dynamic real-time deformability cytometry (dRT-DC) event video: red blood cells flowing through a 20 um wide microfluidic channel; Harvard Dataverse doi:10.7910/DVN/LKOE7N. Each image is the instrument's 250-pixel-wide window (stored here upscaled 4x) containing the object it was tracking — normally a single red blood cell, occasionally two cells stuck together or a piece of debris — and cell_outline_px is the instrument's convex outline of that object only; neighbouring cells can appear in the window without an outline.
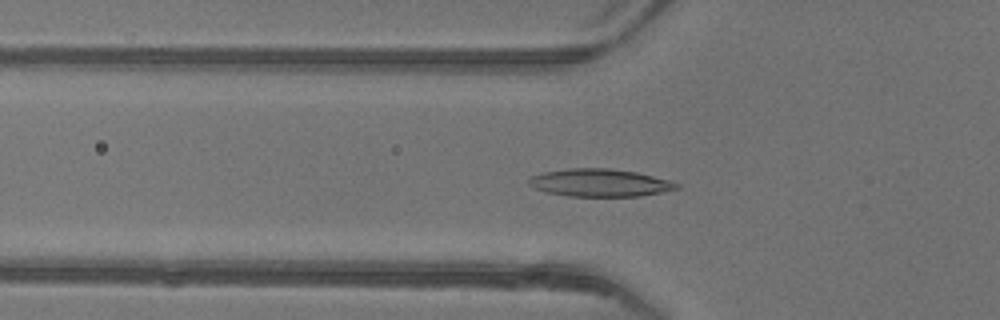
{"species": "common noctule bat (a hibernating species)", "species_latin": "Nyctalus noctula", "temperature_condition": "warm", "stored_images_in_passage": 39, "camera_frame_rate_fps": 3000, "um_per_image_px": 0.085, "animal": {"sex": "female"}, "frame": {"image": 1, "passage_image": 7, "time_ms": 2.0, "image_size_px": [1000, 320], "cell_outline_px": [[680, 188], [640, 196], [568, 196], [544, 192], [532, 188], [528, 184], [528, 180], [532, 176], [544, 172], [568, 168], [608, 168], [636, 172], [668, 180], [680, 184]], "centroid_in_image_um": [50.94, 15.54], "position_along_channel_um": 74.9, "area_um2": 23.81}}
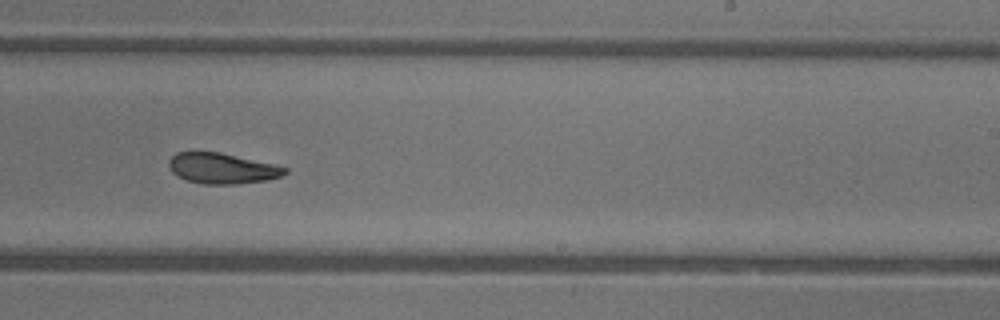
{"frame": {"image": 2, "passage_image": 21, "time_ms": 6.667, "image_size_px": [1000, 320], "cell_outline_px": [[288, 172], [280, 176], [268, 180], [236, 184], [204, 184], [188, 180], [172, 172], [168, 168], [168, 160], [176, 152], [220, 152], [272, 164], [288, 168]], "centroid_in_image_um": [18.86, 14.31], "position_along_channel_um": 270.1, "area_um2": 20.52}}
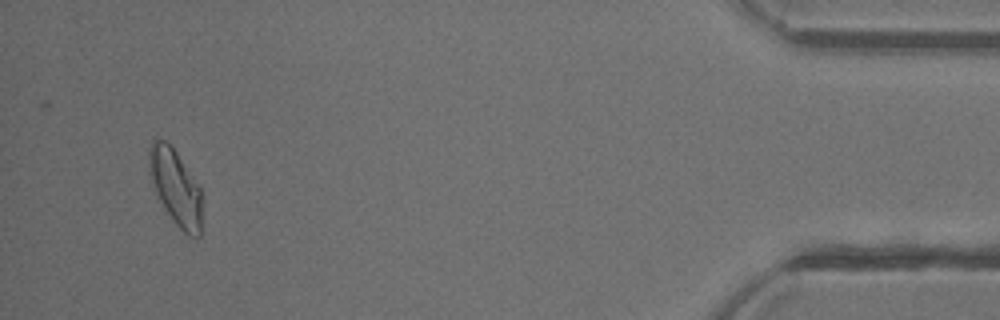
{"frame": {"image": 3, "passage_image": 37, "time_ms": 12.0, "image_size_px": [1000, 320], "cell_outline_px": [[200, 236], [188, 236], [172, 220], [164, 208], [156, 192], [148, 172], [148, 148], [152, 140], [164, 140], [176, 152], [200, 188]], "centroid_in_image_um": [14.87, 15.9], "position_along_channel_um": 420.3, "area_um2": 22.83}, "authors_computed_cell_mechanics": {"area_um2": 21.8484, "velocity_mm_per_s": 4.1824, "shape_relaxation_time_tau1_ms": 4.515, "shape_relaxation_time_tau2_ms": 2.7243, "deformation_change_tau1": 0.1584, "deformation_change_tau2": 0.0942}}